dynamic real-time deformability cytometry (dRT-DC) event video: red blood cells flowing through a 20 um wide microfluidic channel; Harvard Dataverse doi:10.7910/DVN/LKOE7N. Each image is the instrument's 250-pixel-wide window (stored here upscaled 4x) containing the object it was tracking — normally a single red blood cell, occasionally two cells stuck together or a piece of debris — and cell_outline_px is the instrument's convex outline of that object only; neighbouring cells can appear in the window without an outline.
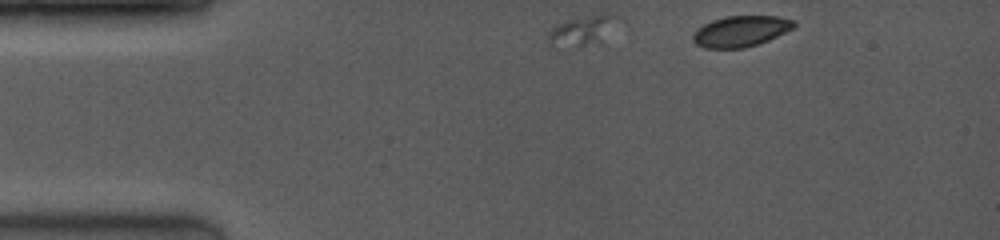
{"species": "common noctule bat (a hibernating species)", "species_latin": "Nyctalus noctula", "temperature_condition": "room temperature", "stored_images_in_passage": 6, "camera_frame_rate_fps": 4000, "um_per_image_px": 0.085, "animal": {"sex": "female", "body_mass_g": 19.0, "forearm_length_mm": 53.3}, "frame": {"image": 1, "passage_image": 1, "time_ms": 0.0, "image_size_px": [1000, 240], "cell_outline_px": [[796, 24], [792, 28], [768, 40], [744, 48], [704, 48], [696, 44], [692, 40], [692, 36], [696, 28], [712, 20], [728, 16], [776, 16], [796, 20]], "centroid_in_image_um": [62.93, 2.65], "position_along_channel_um": 22.1, "area_um2": 18.09}}
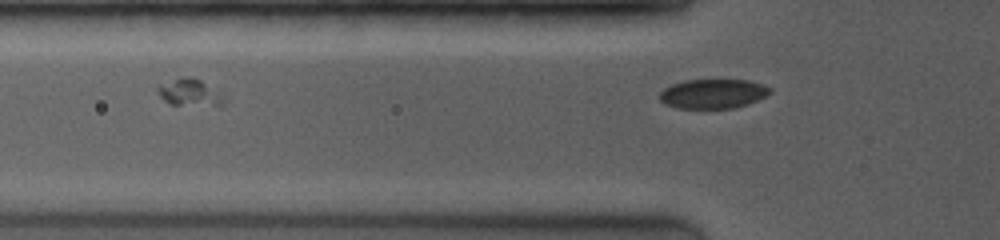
{"frame": {"image": 2, "passage_image": 6, "time_ms": 3.0, "image_size_px": [1000, 240], "cell_outline_px": [[772, 92], [768, 96], [748, 104], [732, 108], [676, 108], [664, 104], [660, 100], [660, 92], [664, 88], [672, 84], [684, 80], [748, 80], [772, 88]], "centroid_in_image_um": [60.62, 7.97], "position_along_channel_um": 65.2, "area_um2": 19.02}}